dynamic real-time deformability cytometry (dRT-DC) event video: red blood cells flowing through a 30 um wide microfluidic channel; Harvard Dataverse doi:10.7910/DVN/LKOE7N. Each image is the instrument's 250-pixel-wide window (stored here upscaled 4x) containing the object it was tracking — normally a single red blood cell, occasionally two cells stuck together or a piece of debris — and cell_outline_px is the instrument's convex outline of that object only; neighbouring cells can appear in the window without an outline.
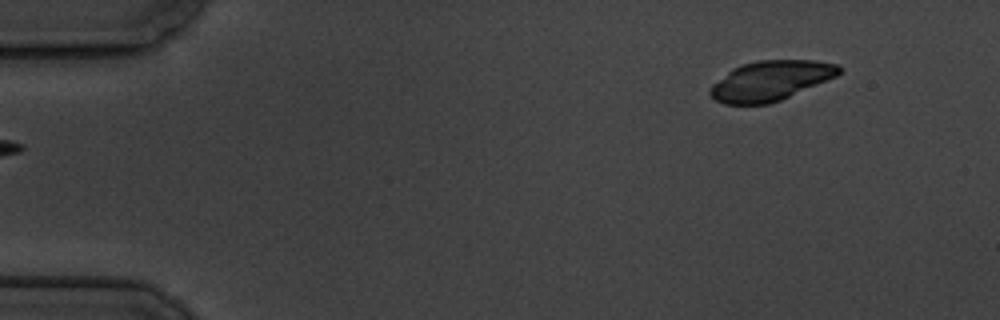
{"species": "common noctule bat (a hibernating species)", "species_latin": "Nyctalus noctula", "temperature_condition": "cold", "stored_images_in_passage": 6, "segment_of_instrument_passage": [2, 2], "camera_frame_rate_fps": 3000, "um_per_image_px": 0.085, "animal": {"sex": "male", "body_mass_g": 19.5, "forearm_length_mm": 54.6}, "frame": {"image": 1, "passage_image": 6, "time_ms": 6.667, "image_size_px": [1000, 320], "cell_outline_px": [[844, 68], [836, 76], [780, 100], [768, 104], [724, 104], [716, 100], [708, 92], [712, 84], [732, 68], [756, 60], [816, 60], [840, 64]], "centroid_in_image_um": [65.51, 6.84], "position_along_channel_um": 19.5, "area_um2": 29.82}}